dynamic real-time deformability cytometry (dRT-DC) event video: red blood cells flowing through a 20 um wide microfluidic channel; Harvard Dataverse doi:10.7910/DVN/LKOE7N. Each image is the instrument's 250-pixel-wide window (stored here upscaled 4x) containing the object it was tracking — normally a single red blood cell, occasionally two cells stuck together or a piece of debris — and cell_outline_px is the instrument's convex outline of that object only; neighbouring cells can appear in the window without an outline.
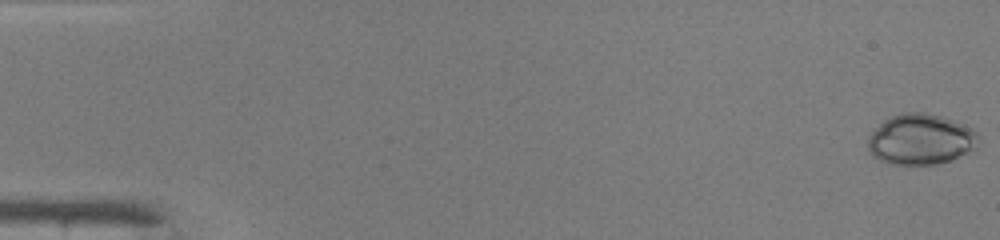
{"species": "common noctule bat (a hibernating species)", "species_latin": "Nyctalus noctula", "temperature_condition": "warm", "stored_images_in_passage": 48, "camera_frame_rate_fps": 3000, "um_per_image_px": 0.085, "animal": {"sex": "male", "body_mass_g": 19.0, "forearm_length_mm": 50.8}, "frame": {"image": 1, "passage_image": 1, "time_ms": 0.0, "image_size_px": [1000, 240], "cell_outline_px": [[976, 148], [952, 160], [936, 164], [892, 164], [880, 160], [872, 156], [868, 152], [868, 136], [884, 120], [900, 112], [924, 112], [940, 116], [964, 124], [972, 128], [976, 132]], "centroid_in_image_um": [78.23, 11.84], "position_along_channel_um": 6.8, "area_um2": 32.54}}
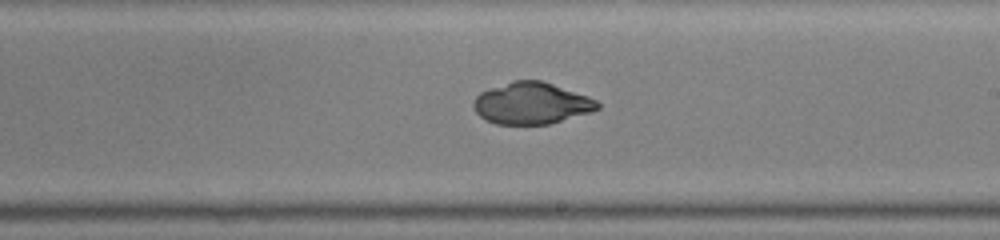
{"frame": {"image": 2, "passage_image": 29, "time_ms": 9.333, "image_size_px": [1000, 240], "cell_outline_px": [[600, 108], [588, 112], [548, 124], [496, 124], [484, 120], [476, 112], [472, 104], [476, 96], [480, 92], [488, 88], [512, 80], [540, 80], [588, 96], [596, 100], [600, 104]], "centroid_in_image_um": [45.12, 8.77], "position_along_channel_um": 243.9, "area_um2": 29.94}}
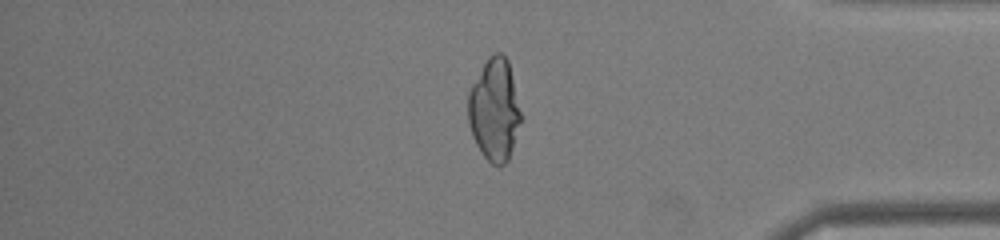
{"frame": {"image": 3, "passage_image": 41, "time_ms": 13.333, "image_size_px": [1000, 240], "cell_outline_px": [[524, 116], [508, 160], [500, 168], [492, 164], [484, 156], [476, 144], [472, 136], [468, 120], [468, 88], [488, 56], [492, 52], [500, 52], [508, 60]], "centroid_in_image_um": [42.05, 9.31], "position_along_channel_um": 393.2, "area_um2": 32.31}}